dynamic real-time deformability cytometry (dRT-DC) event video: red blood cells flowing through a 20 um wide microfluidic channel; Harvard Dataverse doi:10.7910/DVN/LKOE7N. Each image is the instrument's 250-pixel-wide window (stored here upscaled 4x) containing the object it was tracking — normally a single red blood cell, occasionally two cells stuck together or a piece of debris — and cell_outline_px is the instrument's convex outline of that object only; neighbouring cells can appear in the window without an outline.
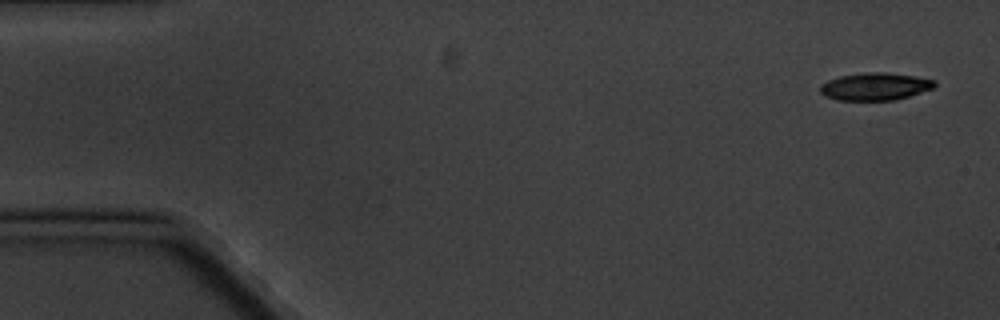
{"species": "common noctule bat (a hibernating species)", "species_latin": "Nyctalus noctula", "temperature_condition": "cold", "stored_images_in_passage": 5, "camera_frame_rate_fps": 3000, "um_per_image_px": 0.085, "animal": {"sex": "male", "body_mass_g": 20.1, "forearm_length_mm": 53.5}, "frame": {"image": 1, "passage_image": 1, "time_ms": 0.0, "image_size_px": [1000, 320], "cell_outline_px": [[936, 84], [932, 88], [896, 100], [836, 100], [824, 96], [820, 92], [820, 84], [828, 80], [840, 76], [864, 72], [888, 72], [916, 76], [936, 80]], "centroid_in_image_um": [74.36, 7.34], "position_along_channel_um": 10.6, "area_um2": 18.44}}
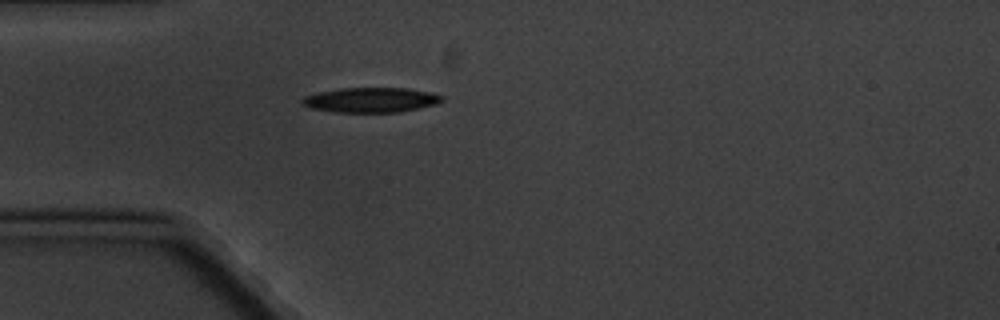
{"frame": {"image": 2, "passage_image": 5, "time_ms": 4.667, "image_size_px": [1000, 320], "cell_outline_px": [[444, 100], [436, 104], [400, 112], [332, 112], [308, 108], [300, 104], [300, 100], [304, 96], [316, 92], [340, 88], [408, 88], [428, 92], [444, 96]], "centroid_in_image_um": [31.45, 8.5], "position_along_channel_um": 53.5, "area_um2": 20.52}}